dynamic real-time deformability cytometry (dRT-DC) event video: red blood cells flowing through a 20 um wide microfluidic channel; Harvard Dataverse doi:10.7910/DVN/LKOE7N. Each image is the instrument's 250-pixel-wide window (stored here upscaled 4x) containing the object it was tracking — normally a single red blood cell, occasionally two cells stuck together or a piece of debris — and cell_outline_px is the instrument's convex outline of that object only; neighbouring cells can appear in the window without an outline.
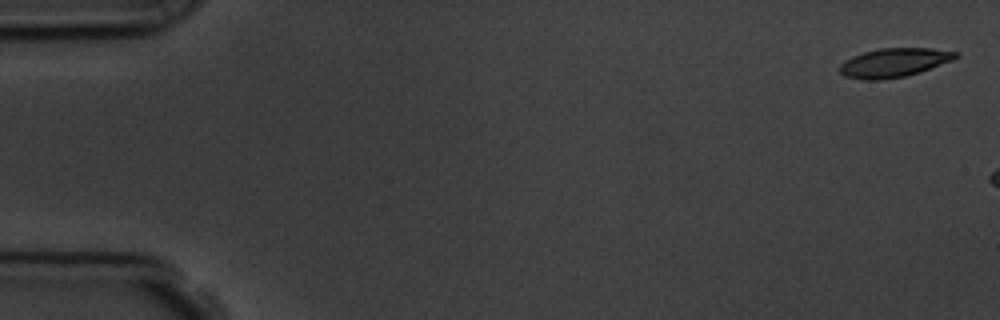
{"species": "common noctule bat (a hibernating species)", "species_latin": "Nyctalus noctula", "temperature_condition": "room temperature", "stored_images_in_passage": 3, "camera_frame_rate_fps": 3000, "um_per_image_px": 0.085, "animal": {"sex": "male", "body_mass_g": 19.5, "forearm_length_mm": 54.6}, "frame": {"image": 1, "passage_image": 1, "time_ms": 0.0, "image_size_px": [1000, 320], "cell_outline_px": [[956, 56], [952, 60], [920, 72], [904, 76], [880, 80], [864, 80], [844, 76], [836, 68], [844, 60], [852, 56], [864, 52], [880, 48], [928, 48], [956, 52]], "centroid_in_image_um": [75.9, 5.33], "position_along_channel_um": 9.1, "area_um2": 19.42}}